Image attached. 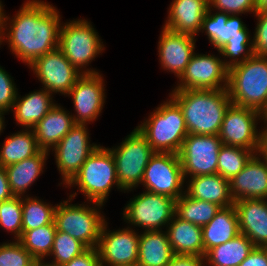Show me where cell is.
Listing matches in <instances>:
<instances>
[{"label":"cell","instance_id":"6da1fadb","mask_svg":"<svg viewBox=\"0 0 267 266\" xmlns=\"http://www.w3.org/2000/svg\"><path fill=\"white\" fill-rule=\"evenodd\" d=\"M12 17L6 14L1 45L29 66L59 46L61 16L57 7L42 0H27Z\"/></svg>","mask_w":267,"mask_h":266},{"label":"cell","instance_id":"7a4b0ae2","mask_svg":"<svg viewBox=\"0 0 267 266\" xmlns=\"http://www.w3.org/2000/svg\"><path fill=\"white\" fill-rule=\"evenodd\" d=\"M169 96L182 110L188 134L218 135L232 103L227 89L172 90Z\"/></svg>","mask_w":267,"mask_h":266},{"label":"cell","instance_id":"3957f363","mask_svg":"<svg viewBox=\"0 0 267 266\" xmlns=\"http://www.w3.org/2000/svg\"><path fill=\"white\" fill-rule=\"evenodd\" d=\"M168 97L136 128L155 152L178 154L188 130L179 105Z\"/></svg>","mask_w":267,"mask_h":266},{"label":"cell","instance_id":"277c9868","mask_svg":"<svg viewBox=\"0 0 267 266\" xmlns=\"http://www.w3.org/2000/svg\"><path fill=\"white\" fill-rule=\"evenodd\" d=\"M77 191L69 194V197L75 198L79 192H82L88 202L105 204L112 188L124 192L119 185L116 175V164L114 157L108 147L99 145L92 154L85 160L78 174L65 187ZM114 186V187H113Z\"/></svg>","mask_w":267,"mask_h":266},{"label":"cell","instance_id":"5b68a950","mask_svg":"<svg viewBox=\"0 0 267 266\" xmlns=\"http://www.w3.org/2000/svg\"><path fill=\"white\" fill-rule=\"evenodd\" d=\"M231 102L263 113L267 109V57L253 55L229 68Z\"/></svg>","mask_w":267,"mask_h":266},{"label":"cell","instance_id":"8992f818","mask_svg":"<svg viewBox=\"0 0 267 266\" xmlns=\"http://www.w3.org/2000/svg\"><path fill=\"white\" fill-rule=\"evenodd\" d=\"M72 200V197H68L66 201L56 204L54 212L56 230L69 234L87 248H96L106 221L101 212L104 204L88 201L71 204Z\"/></svg>","mask_w":267,"mask_h":266},{"label":"cell","instance_id":"52a82bcc","mask_svg":"<svg viewBox=\"0 0 267 266\" xmlns=\"http://www.w3.org/2000/svg\"><path fill=\"white\" fill-rule=\"evenodd\" d=\"M98 34L92 23L85 18L61 24L58 48L82 74L100 73L96 68H87L105 51L103 39Z\"/></svg>","mask_w":267,"mask_h":266},{"label":"cell","instance_id":"ba28073f","mask_svg":"<svg viewBox=\"0 0 267 266\" xmlns=\"http://www.w3.org/2000/svg\"><path fill=\"white\" fill-rule=\"evenodd\" d=\"M108 149L115 160L120 188L124 193L133 191L141 184L145 168L155 151L137 128H134L119 146Z\"/></svg>","mask_w":267,"mask_h":266},{"label":"cell","instance_id":"9c48e42d","mask_svg":"<svg viewBox=\"0 0 267 266\" xmlns=\"http://www.w3.org/2000/svg\"><path fill=\"white\" fill-rule=\"evenodd\" d=\"M175 214V199L162 194L147 191L133 196L123 208L122 219L133 228L144 231L162 230Z\"/></svg>","mask_w":267,"mask_h":266},{"label":"cell","instance_id":"30bf717a","mask_svg":"<svg viewBox=\"0 0 267 266\" xmlns=\"http://www.w3.org/2000/svg\"><path fill=\"white\" fill-rule=\"evenodd\" d=\"M262 120L261 112L231 103L225 112L218 136L223 145L241 147L256 154L264 130L262 124L261 129H257V126Z\"/></svg>","mask_w":267,"mask_h":266},{"label":"cell","instance_id":"8fae6325","mask_svg":"<svg viewBox=\"0 0 267 266\" xmlns=\"http://www.w3.org/2000/svg\"><path fill=\"white\" fill-rule=\"evenodd\" d=\"M87 124H75L52 149L62 182L66 187L78 174L85 160L100 145L91 144Z\"/></svg>","mask_w":267,"mask_h":266},{"label":"cell","instance_id":"7c38bea8","mask_svg":"<svg viewBox=\"0 0 267 266\" xmlns=\"http://www.w3.org/2000/svg\"><path fill=\"white\" fill-rule=\"evenodd\" d=\"M185 182L179 155L155 152L145 168L141 185L147 192L177 200L185 193Z\"/></svg>","mask_w":267,"mask_h":266},{"label":"cell","instance_id":"4fadbf2b","mask_svg":"<svg viewBox=\"0 0 267 266\" xmlns=\"http://www.w3.org/2000/svg\"><path fill=\"white\" fill-rule=\"evenodd\" d=\"M228 75L229 68L220 55L194 53L173 90L227 89Z\"/></svg>","mask_w":267,"mask_h":266},{"label":"cell","instance_id":"5bb4252c","mask_svg":"<svg viewBox=\"0 0 267 266\" xmlns=\"http://www.w3.org/2000/svg\"><path fill=\"white\" fill-rule=\"evenodd\" d=\"M222 145L218 135L188 134L178 153L185 180L217 174L218 153Z\"/></svg>","mask_w":267,"mask_h":266},{"label":"cell","instance_id":"9a60e30c","mask_svg":"<svg viewBox=\"0 0 267 266\" xmlns=\"http://www.w3.org/2000/svg\"><path fill=\"white\" fill-rule=\"evenodd\" d=\"M42 88L56 95H67L82 75L59 48L36 58L29 66Z\"/></svg>","mask_w":267,"mask_h":266},{"label":"cell","instance_id":"2e32d148","mask_svg":"<svg viewBox=\"0 0 267 266\" xmlns=\"http://www.w3.org/2000/svg\"><path fill=\"white\" fill-rule=\"evenodd\" d=\"M105 221L96 247L101 266H137L139 236L131 227L110 230ZM108 228V229H107ZM136 231V232H135ZM139 233V234H138Z\"/></svg>","mask_w":267,"mask_h":266},{"label":"cell","instance_id":"e0dca14e","mask_svg":"<svg viewBox=\"0 0 267 266\" xmlns=\"http://www.w3.org/2000/svg\"><path fill=\"white\" fill-rule=\"evenodd\" d=\"M105 81L101 73L82 74L65 97L74 104L75 124H90L101 116L106 102Z\"/></svg>","mask_w":267,"mask_h":266},{"label":"cell","instance_id":"ac0fdd59","mask_svg":"<svg viewBox=\"0 0 267 266\" xmlns=\"http://www.w3.org/2000/svg\"><path fill=\"white\" fill-rule=\"evenodd\" d=\"M196 36L176 33L162 27L158 41V58L161 68L174 73L179 79L195 53Z\"/></svg>","mask_w":267,"mask_h":266},{"label":"cell","instance_id":"d6986e66","mask_svg":"<svg viewBox=\"0 0 267 266\" xmlns=\"http://www.w3.org/2000/svg\"><path fill=\"white\" fill-rule=\"evenodd\" d=\"M230 193L234 201L267 199V164L258 153L230 180Z\"/></svg>","mask_w":267,"mask_h":266},{"label":"cell","instance_id":"ffe728a7","mask_svg":"<svg viewBox=\"0 0 267 266\" xmlns=\"http://www.w3.org/2000/svg\"><path fill=\"white\" fill-rule=\"evenodd\" d=\"M240 233L255 247L267 245V199H241L234 202Z\"/></svg>","mask_w":267,"mask_h":266},{"label":"cell","instance_id":"44dd1931","mask_svg":"<svg viewBox=\"0 0 267 266\" xmlns=\"http://www.w3.org/2000/svg\"><path fill=\"white\" fill-rule=\"evenodd\" d=\"M208 8L209 0H172L163 27L176 33L197 36Z\"/></svg>","mask_w":267,"mask_h":266},{"label":"cell","instance_id":"7402d4cb","mask_svg":"<svg viewBox=\"0 0 267 266\" xmlns=\"http://www.w3.org/2000/svg\"><path fill=\"white\" fill-rule=\"evenodd\" d=\"M240 15H228L227 13H214L208 8L203 18L200 32H204L210 44L216 50L224 46L230 38L235 36H251L247 25L241 20Z\"/></svg>","mask_w":267,"mask_h":266},{"label":"cell","instance_id":"603a6c76","mask_svg":"<svg viewBox=\"0 0 267 266\" xmlns=\"http://www.w3.org/2000/svg\"><path fill=\"white\" fill-rule=\"evenodd\" d=\"M53 94L46 89L31 91L25 96L17 93L12 109L16 124L22 129H33L46 114L57 104Z\"/></svg>","mask_w":267,"mask_h":266},{"label":"cell","instance_id":"cb8c5ba5","mask_svg":"<svg viewBox=\"0 0 267 266\" xmlns=\"http://www.w3.org/2000/svg\"><path fill=\"white\" fill-rule=\"evenodd\" d=\"M56 104L33 128L41 150L51 152L75 125L72 112Z\"/></svg>","mask_w":267,"mask_h":266},{"label":"cell","instance_id":"d4e9b609","mask_svg":"<svg viewBox=\"0 0 267 266\" xmlns=\"http://www.w3.org/2000/svg\"><path fill=\"white\" fill-rule=\"evenodd\" d=\"M185 192L194 199L212 202L221 208L234 204L230 181L220 174L200 175L186 179Z\"/></svg>","mask_w":267,"mask_h":266},{"label":"cell","instance_id":"484cf974","mask_svg":"<svg viewBox=\"0 0 267 266\" xmlns=\"http://www.w3.org/2000/svg\"><path fill=\"white\" fill-rule=\"evenodd\" d=\"M174 255L204 257L202 227L174 214L166 228Z\"/></svg>","mask_w":267,"mask_h":266},{"label":"cell","instance_id":"4316f807","mask_svg":"<svg viewBox=\"0 0 267 266\" xmlns=\"http://www.w3.org/2000/svg\"><path fill=\"white\" fill-rule=\"evenodd\" d=\"M50 152L41 150L37 155L5 167L11 192L16 197L28 196L27 190L44 172ZM26 194V195H24Z\"/></svg>","mask_w":267,"mask_h":266},{"label":"cell","instance_id":"83f0119b","mask_svg":"<svg viewBox=\"0 0 267 266\" xmlns=\"http://www.w3.org/2000/svg\"><path fill=\"white\" fill-rule=\"evenodd\" d=\"M173 256L166 230L141 231L137 266H167Z\"/></svg>","mask_w":267,"mask_h":266},{"label":"cell","instance_id":"f1b7e54d","mask_svg":"<svg viewBox=\"0 0 267 266\" xmlns=\"http://www.w3.org/2000/svg\"><path fill=\"white\" fill-rule=\"evenodd\" d=\"M238 234L240 229L234 205L220 208L214 218L202 227L204 257L210 249L230 241Z\"/></svg>","mask_w":267,"mask_h":266},{"label":"cell","instance_id":"f546056e","mask_svg":"<svg viewBox=\"0 0 267 266\" xmlns=\"http://www.w3.org/2000/svg\"><path fill=\"white\" fill-rule=\"evenodd\" d=\"M0 149L1 167L31 158L41 151L33 129H20V131L9 135L5 138Z\"/></svg>","mask_w":267,"mask_h":266},{"label":"cell","instance_id":"4dcf8cb0","mask_svg":"<svg viewBox=\"0 0 267 266\" xmlns=\"http://www.w3.org/2000/svg\"><path fill=\"white\" fill-rule=\"evenodd\" d=\"M255 248L251 240L240 233L230 241L213 247L205 254L207 266H238Z\"/></svg>","mask_w":267,"mask_h":266},{"label":"cell","instance_id":"1f68e13d","mask_svg":"<svg viewBox=\"0 0 267 266\" xmlns=\"http://www.w3.org/2000/svg\"><path fill=\"white\" fill-rule=\"evenodd\" d=\"M220 208L215 203L194 199L186 192L175 200V214L200 227L209 223Z\"/></svg>","mask_w":267,"mask_h":266},{"label":"cell","instance_id":"d6a6232c","mask_svg":"<svg viewBox=\"0 0 267 266\" xmlns=\"http://www.w3.org/2000/svg\"><path fill=\"white\" fill-rule=\"evenodd\" d=\"M56 204L44 202L37 196L22 197V231H29L54 221Z\"/></svg>","mask_w":267,"mask_h":266},{"label":"cell","instance_id":"836d02e7","mask_svg":"<svg viewBox=\"0 0 267 266\" xmlns=\"http://www.w3.org/2000/svg\"><path fill=\"white\" fill-rule=\"evenodd\" d=\"M55 234L56 224L53 221L36 229L22 231L18 241L35 259H44L50 256Z\"/></svg>","mask_w":267,"mask_h":266},{"label":"cell","instance_id":"e575fe53","mask_svg":"<svg viewBox=\"0 0 267 266\" xmlns=\"http://www.w3.org/2000/svg\"><path fill=\"white\" fill-rule=\"evenodd\" d=\"M254 154L252 150L222 145L218 153L217 173L230 181Z\"/></svg>","mask_w":267,"mask_h":266},{"label":"cell","instance_id":"d590c367","mask_svg":"<svg viewBox=\"0 0 267 266\" xmlns=\"http://www.w3.org/2000/svg\"><path fill=\"white\" fill-rule=\"evenodd\" d=\"M87 247L79 240L71 237L69 234L57 231L54 238L53 248L50 253V260L58 266H63L71 259L84 252Z\"/></svg>","mask_w":267,"mask_h":266},{"label":"cell","instance_id":"8d00e7d4","mask_svg":"<svg viewBox=\"0 0 267 266\" xmlns=\"http://www.w3.org/2000/svg\"><path fill=\"white\" fill-rule=\"evenodd\" d=\"M228 68L246 61L254 55L251 36H235L217 50ZM229 58V60H228Z\"/></svg>","mask_w":267,"mask_h":266},{"label":"cell","instance_id":"74e56055","mask_svg":"<svg viewBox=\"0 0 267 266\" xmlns=\"http://www.w3.org/2000/svg\"><path fill=\"white\" fill-rule=\"evenodd\" d=\"M0 228L14 235L18 240L22 235V197L0 202Z\"/></svg>","mask_w":267,"mask_h":266},{"label":"cell","instance_id":"f35d334b","mask_svg":"<svg viewBox=\"0 0 267 266\" xmlns=\"http://www.w3.org/2000/svg\"><path fill=\"white\" fill-rule=\"evenodd\" d=\"M8 241L0 243V266H31L35 258L18 240Z\"/></svg>","mask_w":267,"mask_h":266},{"label":"cell","instance_id":"ab89813d","mask_svg":"<svg viewBox=\"0 0 267 266\" xmlns=\"http://www.w3.org/2000/svg\"><path fill=\"white\" fill-rule=\"evenodd\" d=\"M209 8L228 15L256 14L255 0H209Z\"/></svg>","mask_w":267,"mask_h":266},{"label":"cell","instance_id":"60d3db41","mask_svg":"<svg viewBox=\"0 0 267 266\" xmlns=\"http://www.w3.org/2000/svg\"><path fill=\"white\" fill-rule=\"evenodd\" d=\"M17 93L18 88L13 77L0 65V110L9 114L13 109Z\"/></svg>","mask_w":267,"mask_h":266},{"label":"cell","instance_id":"b9f144b4","mask_svg":"<svg viewBox=\"0 0 267 266\" xmlns=\"http://www.w3.org/2000/svg\"><path fill=\"white\" fill-rule=\"evenodd\" d=\"M254 16L257 18L252 36L254 55L267 57V11L258 12Z\"/></svg>","mask_w":267,"mask_h":266},{"label":"cell","instance_id":"7bdbcfd3","mask_svg":"<svg viewBox=\"0 0 267 266\" xmlns=\"http://www.w3.org/2000/svg\"><path fill=\"white\" fill-rule=\"evenodd\" d=\"M63 266H101L98 251L96 248H87Z\"/></svg>","mask_w":267,"mask_h":266},{"label":"cell","instance_id":"ee69618b","mask_svg":"<svg viewBox=\"0 0 267 266\" xmlns=\"http://www.w3.org/2000/svg\"><path fill=\"white\" fill-rule=\"evenodd\" d=\"M238 266H267V253L263 247H255Z\"/></svg>","mask_w":267,"mask_h":266},{"label":"cell","instance_id":"f6af8a7d","mask_svg":"<svg viewBox=\"0 0 267 266\" xmlns=\"http://www.w3.org/2000/svg\"><path fill=\"white\" fill-rule=\"evenodd\" d=\"M167 266H206L205 258L192 255H174Z\"/></svg>","mask_w":267,"mask_h":266},{"label":"cell","instance_id":"bcb514c9","mask_svg":"<svg viewBox=\"0 0 267 266\" xmlns=\"http://www.w3.org/2000/svg\"><path fill=\"white\" fill-rule=\"evenodd\" d=\"M5 167L0 166V202L13 198Z\"/></svg>","mask_w":267,"mask_h":266},{"label":"cell","instance_id":"7dc6e473","mask_svg":"<svg viewBox=\"0 0 267 266\" xmlns=\"http://www.w3.org/2000/svg\"><path fill=\"white\" fill-rule=\"evenodd\" d=\"M257 153L267 164V130H263Z\"/></svg>","mask_w":267,"mask_h":266},{"label":"cell","instance_id":"c3c4849f","mask_svg":"<svg viewBox=\"0 0 267 266\" xmlns=\"http://www.w3.org/2000/svg\"><path fill=\"white\" fill-rule=\"evenodd\" d=\"M31 266H58L56 263L52 261H47L44 259H34Z\"/></svg>","mask_w":267,"mask_h":266},{"label":"cell","instance_id":"681fc988","mask_svg":"<svg viewBox=\"0 0 267 266\" xmlns=\"http://www.w3.org/2000/svg\"><path fill=\"white\" fill-rule=\"evenodd\" d=\"M6 19V12H4V5L2 1L0 0V37L3 32L4 24Z\"/></svg>","mask_w":267,"mask_h":266},{"label":"cell","instance_id":"f907efd6","mask_svg":"<svg viewBox=\"0 0 267 266\" xmlns=\"http://www.w3.org/2000/svg\"><path fill=\"white\" fill-rule=\"evenodd\" d=\"M256 13L267 11V0H255Z\"/></svg>","mask_w":267,"mask_h":266},{"label":"cell","instance_id":"816d5d0a","mask_svg":"<svg viewBox=\"0 0 267 266\" xmlns=\"http://www.w3.org/2000/svg\"><path fill=\"white\" fill-rule=\"evenodd\" d=\"M7 112L3 111V110H0V135L1 133L4 131L3 129H5V117L4 115L6 114Z\"/></svg>","mask_w":267,"mask_h":266},{"label":"cell","instance_id":"f5cc1de1","mask_svg":"<svg viewBox=\"0 0 267 266\" xmlns=\"http://www.w3.org/2000/svg\"><path fill=\"white\" fill-rule=\"evenodd\" d=\"M262 118H263L262 125H264L263 129L267 130V109L262 113Z\"/></svg>","mask_w":267,"mask_h":266},{"label":"cell","instance_id":"db71d44e","mask_svg":"<svg viewBox=\"0 0 267 266\" xmlns=\"http://www.w3.org/2000/svg\"><path fill=\"white\" fill-rule=\"evenodd\" d=\"M263 248L265 249V252L267 253V245L263 246Z\"/></svg>","mask_w":267,"mask_h":266}]
</instances>
